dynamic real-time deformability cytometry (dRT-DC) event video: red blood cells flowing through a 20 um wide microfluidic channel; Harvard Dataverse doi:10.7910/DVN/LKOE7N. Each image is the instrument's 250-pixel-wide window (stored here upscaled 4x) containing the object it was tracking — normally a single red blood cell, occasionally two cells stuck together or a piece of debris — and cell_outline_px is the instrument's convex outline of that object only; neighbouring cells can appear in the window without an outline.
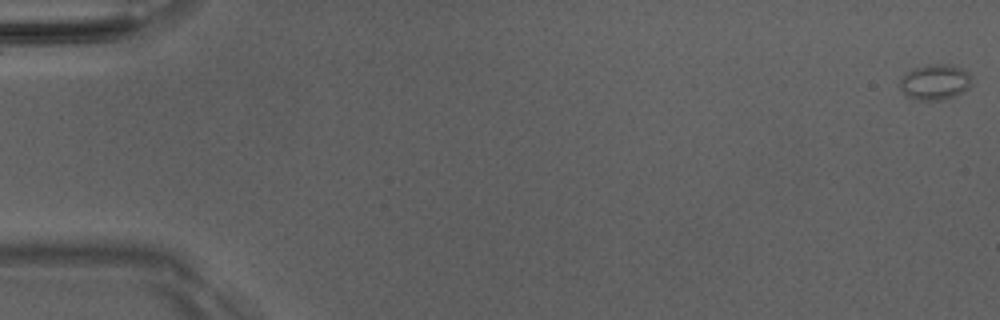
{"species": "Egyptian fruit bat (a non-hibernating species)", "species_latin": "Rousettus aegyptiacus", "temperature_condition": "room temperature", "stored_images_in_passage": 17, "camera_frame_rate_fps": 3000, "um_per_image_px": 0.085, "animal": {"sex": "male"}, "frame": {"image": 1, "passage_image": 1, "time_ms": 0.0, "image_size_px": [1000, 320], "cell_outline_px": [[972, 84], [964, 92], [944, 100], [916, 100], [908, 96], [900, 88], [900, 80], [908, 72], [916, 68], [928, 64], [948, 64], [964, 68], [972, 76]], "centroid_in_image_um": [79.54, 6.98], "position_along_channel_um": 5.5, "area_um2": 14.97}}